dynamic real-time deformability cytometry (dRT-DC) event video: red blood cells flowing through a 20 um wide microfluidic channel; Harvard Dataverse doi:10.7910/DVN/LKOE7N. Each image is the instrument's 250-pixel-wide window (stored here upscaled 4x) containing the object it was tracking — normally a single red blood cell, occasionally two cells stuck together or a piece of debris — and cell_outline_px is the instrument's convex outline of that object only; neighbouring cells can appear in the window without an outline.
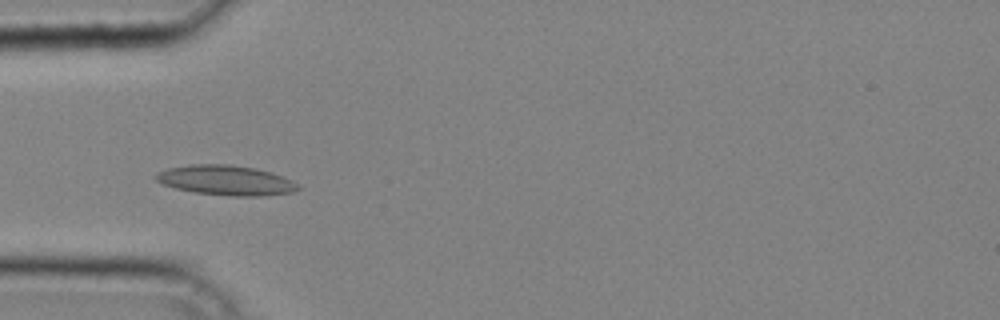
{"species": "common noctule bat (a hibernating species)", "species_latin": "Nyctalus noctula", "temperature_condition": "cold", "stored_images_in_passage": 39, "camera_frame_rate_fps": 3000, "um_per_image_px": 0.085, "animal": {"sex": "male", "body_mass_g": 20.4}, "frame": {"image": 1, "passage_image": 12, "time_ms": 3.667, "image_size_px": [1000, 320], "cell_outline_px": [[304, 188], [296, 192], [260, 196], [232, 196], [196, 192], [176, 188], [164, 184], [156, 180], [156, 172], [168, 168], [192, 164], [228, 164], [256, 168], [272, 172], [284, 176], [300, 184]], "centroid_in_image_um": [19.3, 15.32], "position_along_channel_um": 65.7, "area_um2": 24.97}}
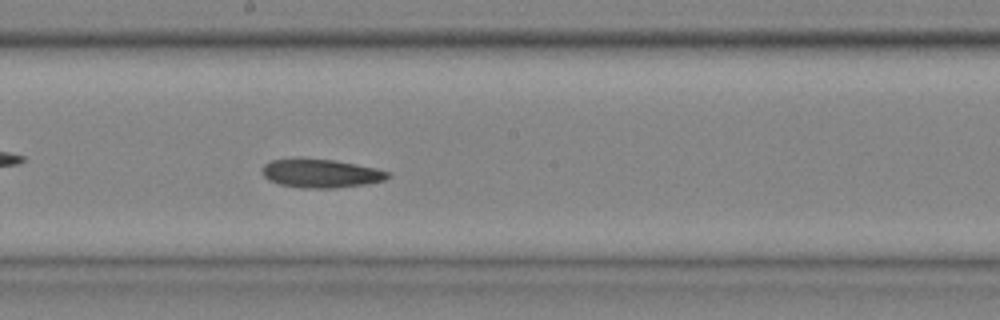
{"frame": {"image": 2, "passage_image": 22, "time_ms": 7.0, "image_size_px": [1000, 320], "cell_outline_px": [[388, 176], [384, 180], [368, 184], [336, 188], [304, 188], [280, 184], [268, 180], [264, 176], [264, 164], [272, 160], [296, 156], [304, 156], [336, 160], [376, 168], [388, 172]], "centroid_in_image_um": [27.24, 14.7], "position_along_channel_um": 221.0, "area_um2": 21.39}}
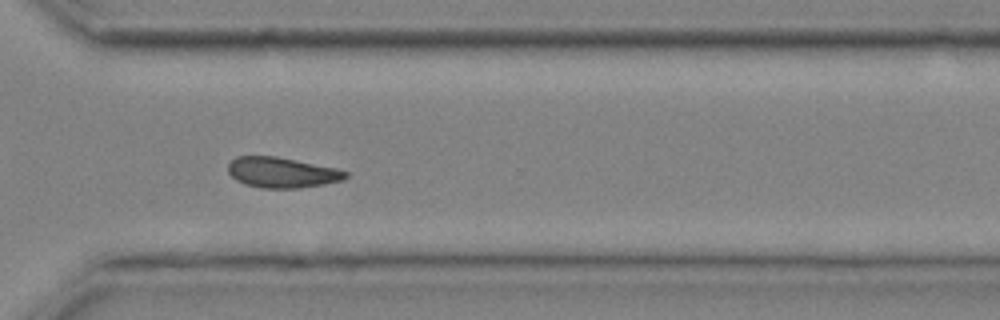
{"frame": {"image": 3, "passage_image": 30, "time_ms": 9.667, "image_size_px": [1000, 320], "cell_outline_px": [[348, 176], [344, 180], [324, 184], [296, 188], [260, 188], [244, 184], [236, 180], [228, 172], [228, 164], [236, 156], [276, 156], [336, 168], [348, 172]], "centroid_in_image_um": [23.95, 14.66], "position_along_channel_um": 346.6, "area_um2": 20.87}}